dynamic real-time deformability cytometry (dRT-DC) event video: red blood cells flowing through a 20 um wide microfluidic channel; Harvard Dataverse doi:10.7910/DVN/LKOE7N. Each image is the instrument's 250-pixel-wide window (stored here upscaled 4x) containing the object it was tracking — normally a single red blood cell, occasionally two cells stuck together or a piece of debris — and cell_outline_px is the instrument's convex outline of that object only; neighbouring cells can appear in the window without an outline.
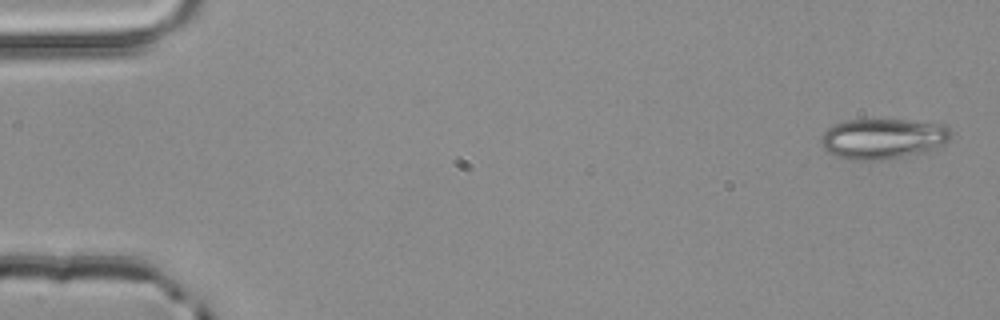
{"species": "common noctule bat (a hibernating species)", "species_latin": "Nyctalus noctula", "temperature_condition": "room temperature", "stored_images_in_passage": 4, "camera_frame_rate_fps": 3000, "um_per_image_px": 0.085, "animal": {"sex": "male", "body_mass_g": 20.4}, "frame": {"image": 1, "passage_image": 1, "time_ms": 0.0, "image_size_px": [1000, 320], "cell_outline_px": [[952, 136], [944, 144], [928, 152], [880, 160], [848, 160], [836, 156], [828, 152], [820, 144], [820, 136], [832, 124], [848, 120], [908, 120], [948, 124], [952, 132]], "centroid_in_image_um": [75.07, 11.79], "position_along_channel_um": 9.9, "area_um2": 31.1}}